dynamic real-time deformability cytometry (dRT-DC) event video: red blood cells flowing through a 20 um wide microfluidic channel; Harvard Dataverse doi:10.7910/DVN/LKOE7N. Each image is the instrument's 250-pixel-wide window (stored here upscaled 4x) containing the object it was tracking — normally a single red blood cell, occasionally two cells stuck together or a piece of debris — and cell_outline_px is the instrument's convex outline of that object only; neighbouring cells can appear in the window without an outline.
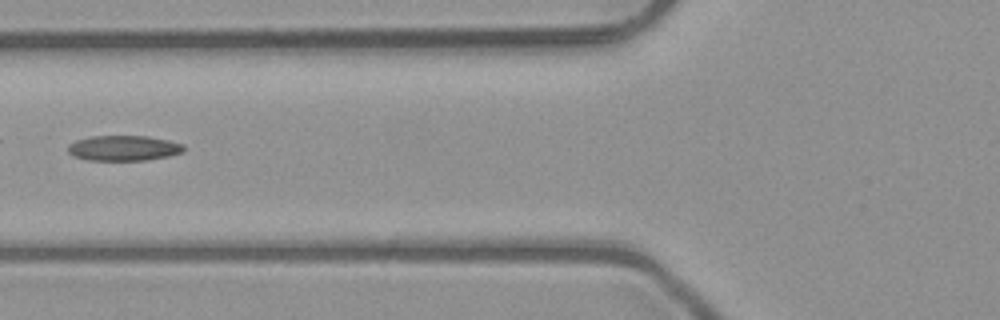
{"species": "common noctule bat (a hibernating species)", "species_latin": "Nyctalus noctula", "temperature_condition": "room temperature", "stored_images_in_passage": 3, "camera_frame_rate_fps": 3000, "um_per_image_px": 0.085, "animal": {"sex": "male", "body_mass_g": 23.1, "forearm_length_mm": 52.7}, "frame": {"image": 1, "passage_image": 2, "time_ms": 0.333, "image_size_px": [1000, 320], "cell_outline_px": [[184, 152], [168, 156], [148, 160], [88, 160], [72, 156], [68, 152], [68, 144], [76, 140], [92, 136], [148, 136], [168, 140], [184, 144]], "centroid_in_image_um": [10.51, 12.59], "position_along_channel_um": 115.3, "area_um2": 17.17}}
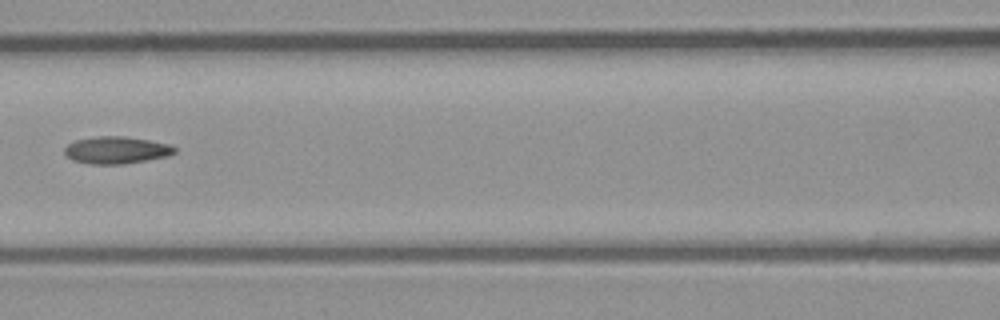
{"frame": {"image": 2, "passage_image": 3, "time_ms": 0.667, "image_size_px": [1000, 320], "cell_outline_px": [[176, 152], [168, 156], [124, 164], [92, 164], [72, 160], [64, 152], [64, 148], [68, 144], [76, 140], [100, 136], [124, 136], [172, 144], [176, 148]], "centroid_in_image_um": [9.92, 12.76], "position_along_channel_um": 156.7, "area_um2": 17.4}}